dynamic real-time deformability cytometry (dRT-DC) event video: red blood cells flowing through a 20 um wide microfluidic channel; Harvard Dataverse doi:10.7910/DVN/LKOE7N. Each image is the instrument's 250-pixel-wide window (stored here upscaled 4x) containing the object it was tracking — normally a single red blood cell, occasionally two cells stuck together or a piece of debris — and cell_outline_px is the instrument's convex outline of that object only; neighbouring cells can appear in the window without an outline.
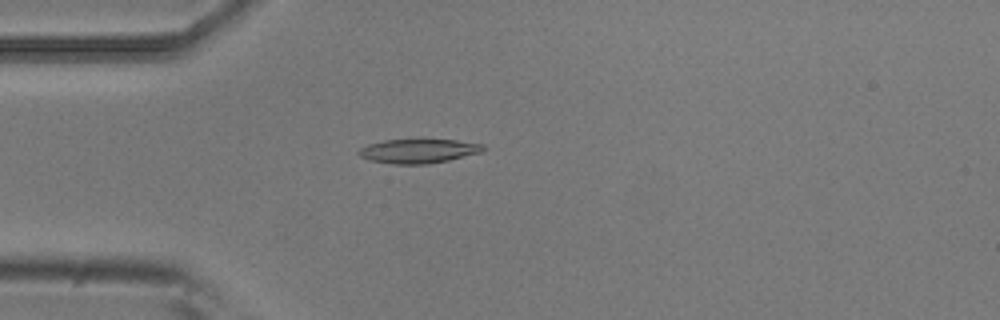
{"species": "common noctule bat (a hibernating species)", "species_latin": "Nyctalus noctula", "temperature_condition": "room temperature", "stored_images_in_passage": 4, "camera_frame_rate_fps": 3000, "um_per_image_px": 0.085, "animal": {"sex": "male", "body_mass_g": 20.5, "forearm_length_mm": 52.5}, "frame": {"image": 1, "passage_image": 4, "time_ms": 1.0, "image_size_px": [1000, 320], "cell_outline_px": [[488, 148], [480, 152], [448, 160], [428, 164], [392, 164], [368, 160], [360, 156], [356, 152], [360, 148], [368, 144], [384, 140], [456, 140], [484, 144]], "centroid_in_image_um": [35.55, 12.84], "position_along_channel_um": 49.5, "area_um2": 17.51}}